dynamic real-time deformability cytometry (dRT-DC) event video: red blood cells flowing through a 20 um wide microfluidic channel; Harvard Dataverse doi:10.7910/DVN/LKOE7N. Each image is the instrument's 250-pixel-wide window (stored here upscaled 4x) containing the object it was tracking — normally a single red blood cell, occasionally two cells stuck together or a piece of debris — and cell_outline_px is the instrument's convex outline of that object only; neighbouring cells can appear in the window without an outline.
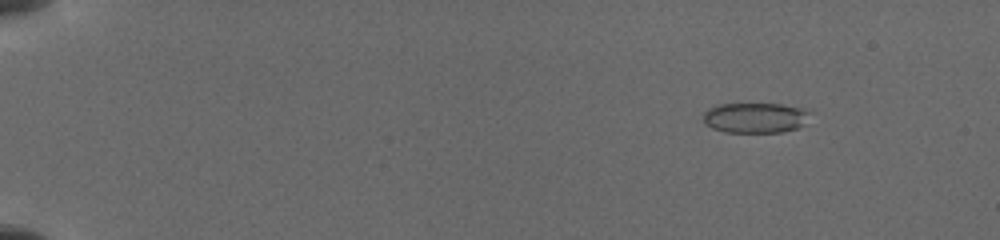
{"species": "common noctule bat (a hibernating species)", "species_latin": "Nyctalus noctula", "temperature_condition": "cold", "stored_images_in_passage": 14, "camera_frame_rate_fps": 3000, "um_per_image_px": 0.085, "animal": {"sex": "female", "body_mass_g": 19.5, "forearm_length_mm": 54.1}, "frame": {"image": 1, "passage_image": 3, "time_ms": 1.667, "image_size_px": [1000, 240], "cell_outline_px": [[812, 112], [804, 124], [796, 128], [784, 132], [724, 132], [712, 128], [704, 124], [704, 112], [708, 108], [716, 104], [780, 104], [800, 108]], "centroid_in_image_um": [64.17, 10.01], "position_along_channel_um": 20.8, "area_um2": 18.9}}
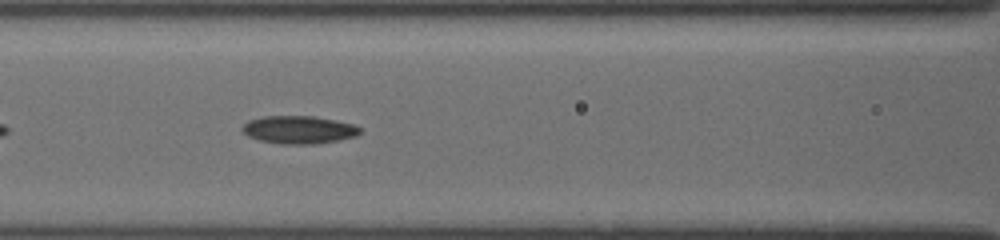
{"frame": {"image": 2, "passage_image": 12, "time_ms": 7.0, "image_size_px": [1000, 240], "cell_outline_px": [[360, 132], [356, 136], [336, 140], [312, 144], [280, 144], [260, 140], [248, 136], [240, 128], [248, 120], [264, 116], [312, 116], [336, 120], [352, 124], [360, 128]], "centroid_in_image_um": [25.36, 11.02], "position_along_channel_um": 141.2, "area_um2": 18.96}}
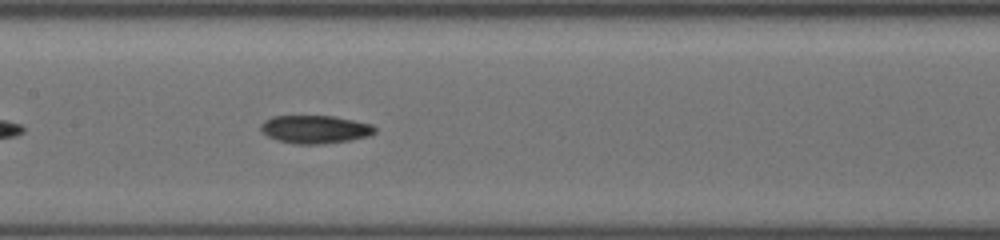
{"frame": {"image": 3, "passage_image": 14, "time_ms": 8.0, "image_size_px": [1000, 240], "cell_outline_px": [[376, 132], [368, 136], [348, 140], [324, 144], [292, 144], [276, 140], [260, 132], [260, 124], [264, 120], [272, 116], [332, 116], [372, 124], [376, 128]], "centroid_in_image_um": [26.73, 11.0], "position_along_channel_um": 180.7, "area_um2": 18.79}}